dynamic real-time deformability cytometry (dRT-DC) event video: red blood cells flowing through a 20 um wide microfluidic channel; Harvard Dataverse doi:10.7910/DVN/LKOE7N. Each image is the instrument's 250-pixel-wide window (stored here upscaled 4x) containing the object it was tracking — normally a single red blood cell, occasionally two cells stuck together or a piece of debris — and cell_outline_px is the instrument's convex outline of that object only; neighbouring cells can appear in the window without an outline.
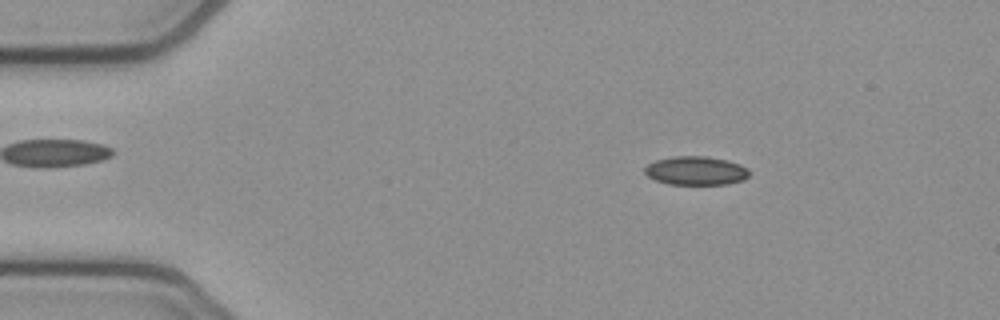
{"species": "common noctule bat (a hibernating species)", "species_latin": "Nyctalus noctula", "temperature_condition": "cold", "stored_images_in_passage": 54, "camera_frame_rate_fps": 3000, "um_per_image_px": 0.085, "animal": {"sex": "female", "body_mass_g": 21.9}, "frame": {"image": 1, "passage_image": 9, "time_ms": 2.667, "image_size_px": [1000, 320], "cell_outline_px": [[748, 176], [744, 180], [728, 184], [668, 184], [656, 180], [648, 176], [644, 172], [644, 168], [648, 164], [656, 160], [672, 156], [708, 156], [728, 160], [740, 164], [748, 168]], "centroid_in_image_um": [59.16, 14.5], "position_along_channel_um": 25.8, "area_um2": 17.57}}
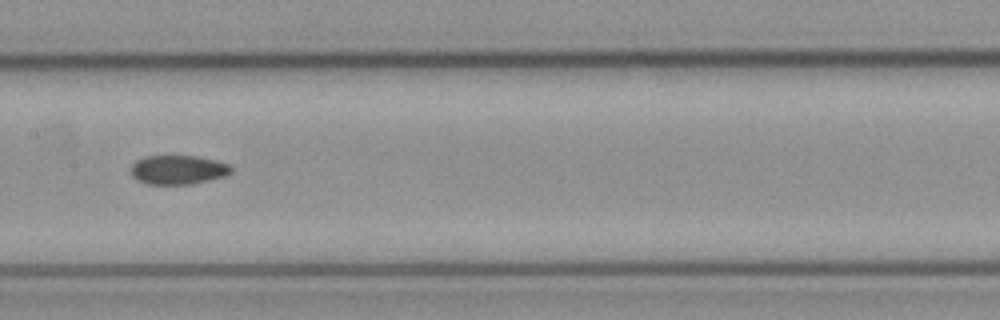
{"frame": {"image": 2, "passage_image": 27, "time_ms": 8.667, "image_size_px": [1000, 320], "cell_outline_px": [[232, 172], [224, 176], [192, 184], [144, 184], [136, 180], [132, 176], [128, 168], [136, 160], [144, 156], [196, 156], [228, 164], [232, 168]], "centroid_in_image_um": [15.05, 14.44], "position_along_channel_um": 192.3, "area_um2": 17.11}}
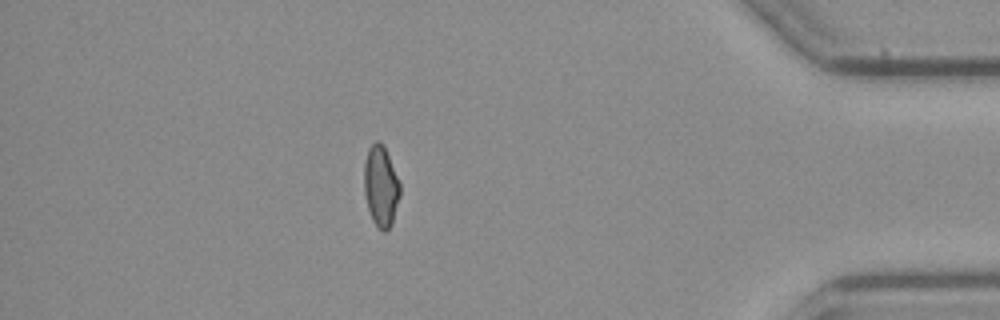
{"frame": {"image": 3, "passage_image": 47, "time_ms": 15.333, "image_size_px": [1000, 320], "cell_outline_px": [[400, 196], [392, 224], [384, 232], [372, 220], [368, 208], [364, 192], [364, 164], [368, 148], [376, 140], [380, 140], [384, 144], [400, 184]], "centroid_in_image_um": [32.37, 15.79], "position_along_channel_um": 402.8, "area_um2": 16.94}, "authors_computed_cell_mechanics": {"area_um2": 17.3111, "velocity_mm_per_s": 3.8378, "shape_relaxation_time_tau1_ms": 11.1071, "shape_relaxation_time_tau2_ms": 6.16, "deformation_change_tau1": 0.1485, "deformation_change_tau2": 0.1025}}